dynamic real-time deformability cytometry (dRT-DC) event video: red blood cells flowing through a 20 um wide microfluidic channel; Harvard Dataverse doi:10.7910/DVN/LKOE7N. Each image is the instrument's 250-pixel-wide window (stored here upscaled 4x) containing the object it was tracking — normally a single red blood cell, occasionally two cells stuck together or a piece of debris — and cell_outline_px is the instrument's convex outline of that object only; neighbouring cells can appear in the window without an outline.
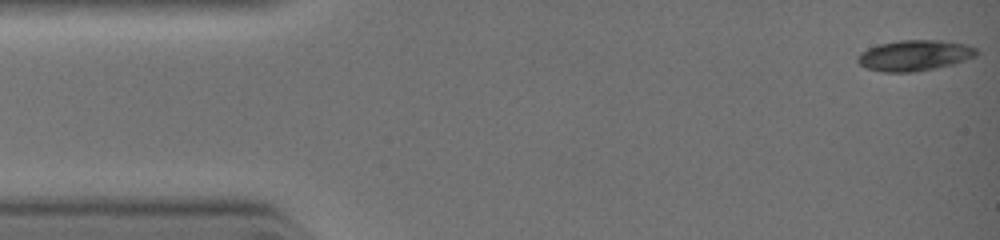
{"species": "common noctule bat (a hibernating species)", "species_latin": "Nyctalus noctula", "temperature_condition": "warm", "stored_images_in_passage": 9, "camera_frame_rate_fps": 3000, "um_per_image_px": 0.085, "animal": {"sex": "female", "body_mass_g": 19.0, "forearm_length_mm": 51.5}, "frame": {"image": 1, "passage_image": 1, "time_ms": 0.0, "image_size_px": [1000, 240], "cell_outline_px": [[980, 52], [976, 56], [952, 64], [912, 72], [880, 72], [864, 68], [856, 60], [856, 56], [860, 52], [868, 48], [880, 44], [900, 40], [940, 40], [968, 44], [976, 48]], "centroid_in_image_um": [77.71, 4.71], "position_along_channel_um": 7.3, "area_um2": 21.39}}
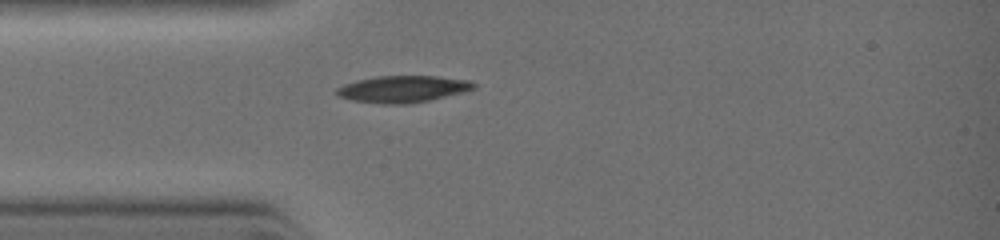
{"frame": {"image": 2, "passage_image": 7, "time_ms": 2.667, "image_size_px": [1000, 240], "cell_outline_px": [[476, 88], [464, 92], [428, 100], [408, 104], [380, 104], [352, 100], [340, 96], [332, 92], [336, 88], [344, 84], [356, 80], [376, 76], [436, 76], [468, 80], [476, 84]], "centroid_in_image_um": [34.2, 7.57], "position_along_channel_um": 50.8, "area_um2": 21.44}}